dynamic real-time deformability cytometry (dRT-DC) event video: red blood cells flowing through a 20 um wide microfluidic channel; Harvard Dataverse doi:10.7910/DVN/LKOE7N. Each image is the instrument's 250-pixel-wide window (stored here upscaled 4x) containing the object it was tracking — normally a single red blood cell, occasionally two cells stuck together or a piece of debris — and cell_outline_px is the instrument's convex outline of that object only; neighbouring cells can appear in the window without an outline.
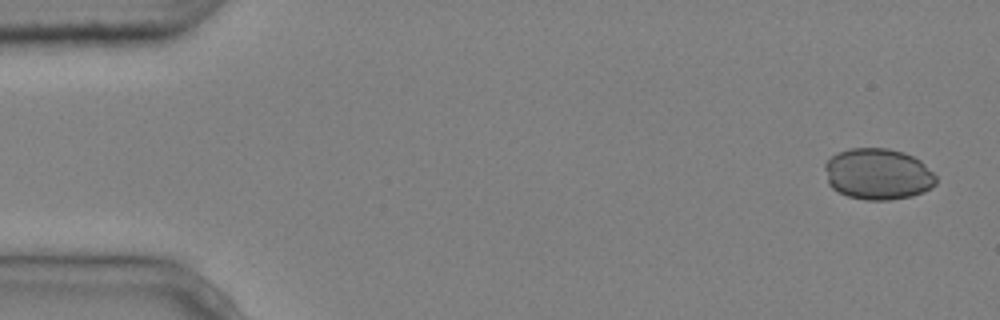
{"species": "common noctule bat (a hibernating species)", "species_latin": "Nyctalus noctula", "temperature_condition": "cold", "stored_images_in_passage": 6, "camera_frame_rate_fps": 3000, "um_per_image_px": 0.085, "animal": {"sex": "male", "body_mass_g": 20.4}, "frame": {"image": 1, "passage_image": 1, "time_ms": 0.0, "image_size_px": [1000, 320], "cell_outline_px": [[936, 184], [932, 188], [924, 192], [912, 196], [888, 200], [864, 200], [848, 196], [836, 192], [828, 184], [824, 168], [824, 164], [836, 152], [852, 148], [888, 148], [904, 152], [920, 160], [936, 176]], "centroid_in_image_um": [74.61, 14.8], "position_along_channel_um": 10.4, "area_um2": 33.52}}